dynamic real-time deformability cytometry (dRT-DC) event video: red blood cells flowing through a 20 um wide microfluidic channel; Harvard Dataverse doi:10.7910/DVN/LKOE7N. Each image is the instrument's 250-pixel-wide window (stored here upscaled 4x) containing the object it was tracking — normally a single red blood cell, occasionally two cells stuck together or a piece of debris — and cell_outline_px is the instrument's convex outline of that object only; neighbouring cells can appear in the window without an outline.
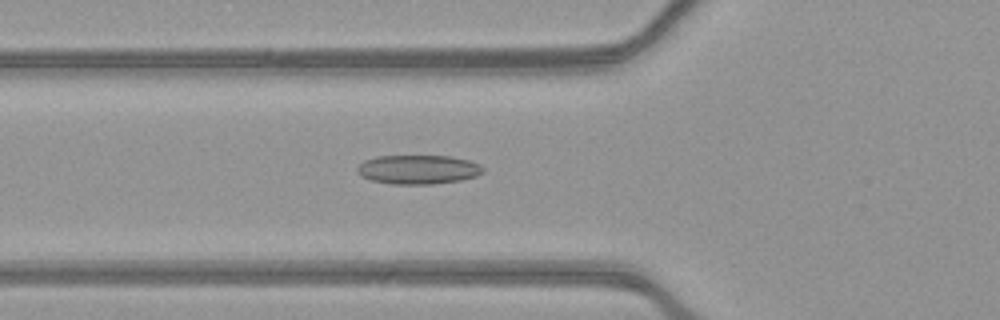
{"species": "common noctule bat (a hibernating species)", "species_latin": "Nyctalus noctula", "temperature_condition": "warm", "stored_images_in_passage": 49, "camera_frame_rate_fps": 3000, "um_per_image_px": 0.085, "animal": {"sex": "female", "body_mass_g": 21.9}, "frame": {"image": 1, "passage_image": 19, "time_ms": 6.0, "image_size_px": [1000, 320], "cell_outline_px": [[484, 172], [476, 176], [460, 180], [432, 184], [392, 184], [372, 180], [360, 176], [356, 172], [356, 168], [364, 160], [376, 156], [448, 156], [468, 160], [480, 164], [484, 168]], "centroid_in_image_um": [35.52, 14.41], "position_along_channel_um": 90.3, "area_um2": 21.39}}
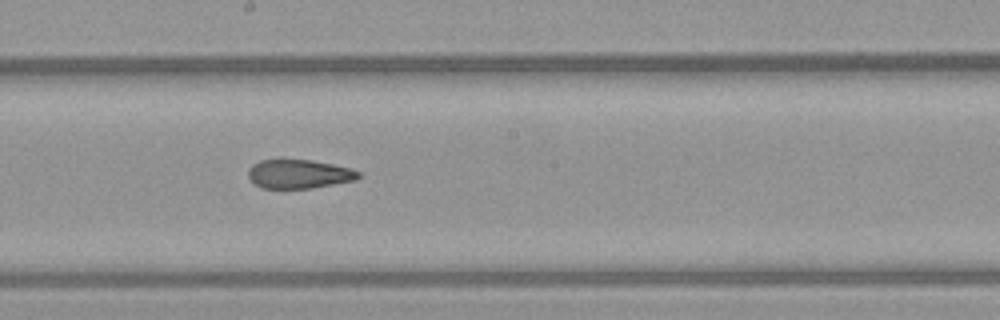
{"frame": {"image": 2, "passage_image": 29, "time_ms": 9.333, "image_size_px": [1000, 320], "cell_outline_px": [[360, 176], [356, 180], [312, 188], [260, 188], [248, 176], [248, 168], [252, 164], [260, 160], [312, 160], [352, 168], [360, 172]], "centroid_in_image_um": [25.42, 14.79], "position_along_channel_um": 222.8, "area_um2": 18.55}}
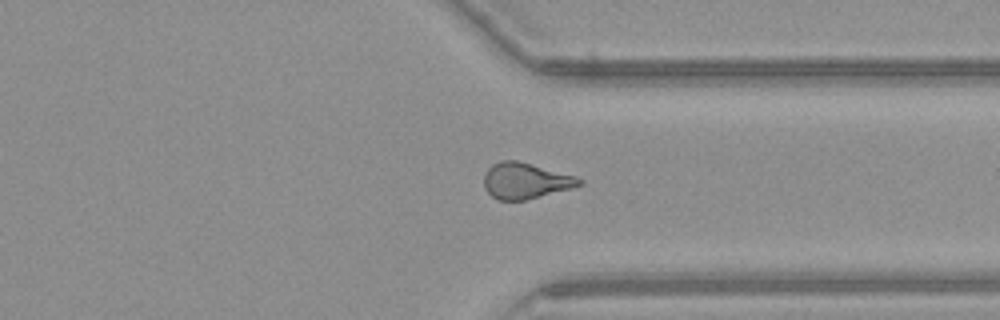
{"frame": {"image": 3, "passage_image": 40, "time_ms": 13.0, "image_size_px": [1000, 320], "cell_outline_px": [[584, 184], [572, 188], [524, 200], [496, 200], [484, 188], [484, 176], [488, 168], [492, 164], [500, 160], [516, 160], [576, 176], [584, 180]], "centroid_in_image_um": [44.66, 15.36], "position_along_channel_um": 366.7, "area_um2": 19.94}}